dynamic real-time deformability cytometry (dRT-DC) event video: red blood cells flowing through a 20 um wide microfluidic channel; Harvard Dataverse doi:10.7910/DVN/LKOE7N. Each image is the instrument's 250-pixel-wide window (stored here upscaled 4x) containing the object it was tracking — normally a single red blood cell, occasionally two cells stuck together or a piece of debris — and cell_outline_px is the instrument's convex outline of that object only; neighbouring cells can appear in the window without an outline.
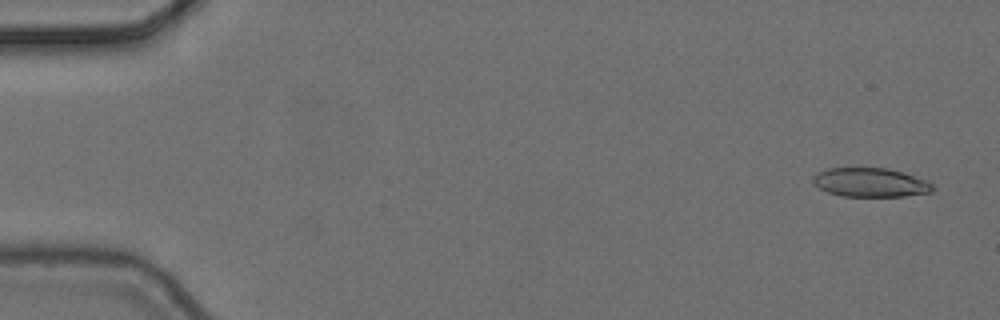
{"species": "common noctule bat (a hibernating species)", "species_latin": "Nyctalus noctula", "temperature_condition": "cold", "stored_images_in_passage": 6, "segment_of_instrument_passage": [1, 2], "camera_frame_rate_fps": 3000, "um_per_image_px": 0.085, "animal": {"sex": "female", "body_mass_g": 24.6, "forearm_length_mm": 56.2}, "frame": {"image": 1, "passage_image": 1, "time_ms": 0.0, "image_size_px": [1000, 320], "cell_outline_px": [[936, 188], [932, 192], [904, 196], [840, 196], [828, 192], [812, 184], [812, 176], [816, 172], [828, 168], [888, 168], [928, 180]], "centroid_in_image_um": [73.97, 15.51], "position_along_channel_um": 11.0, "area_um2": 20.4}}
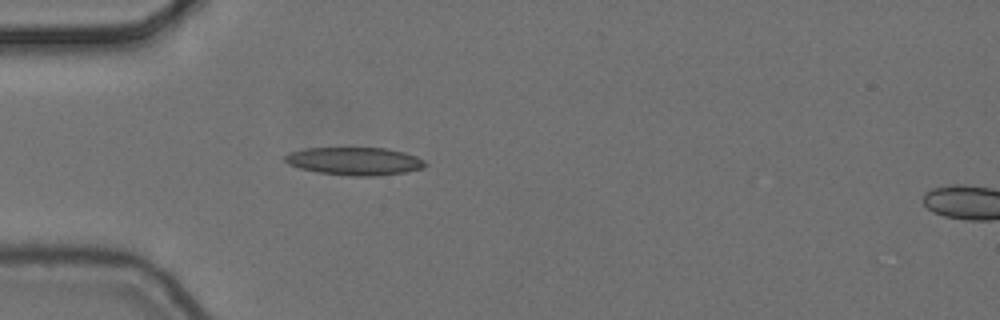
{"frame": {"image": 2, "passage_image": 5, "time_ms": 1.333, "image_size_px": [1000, 320], "cell_outline_px": [[428, 164], [424, 168], [408, 172], [376, 176], [352, 176], [320, 172], [300, 168], [288, 164], [284, 160], [284, 156], [292, 152], [304, 148], [388, 148], [404, 152], [416, 156], [424, 160]], "centroid_in_image_um": [30.2, 13.7], "position_along_channel_um": 54.8, "area_um2": 22.83}}